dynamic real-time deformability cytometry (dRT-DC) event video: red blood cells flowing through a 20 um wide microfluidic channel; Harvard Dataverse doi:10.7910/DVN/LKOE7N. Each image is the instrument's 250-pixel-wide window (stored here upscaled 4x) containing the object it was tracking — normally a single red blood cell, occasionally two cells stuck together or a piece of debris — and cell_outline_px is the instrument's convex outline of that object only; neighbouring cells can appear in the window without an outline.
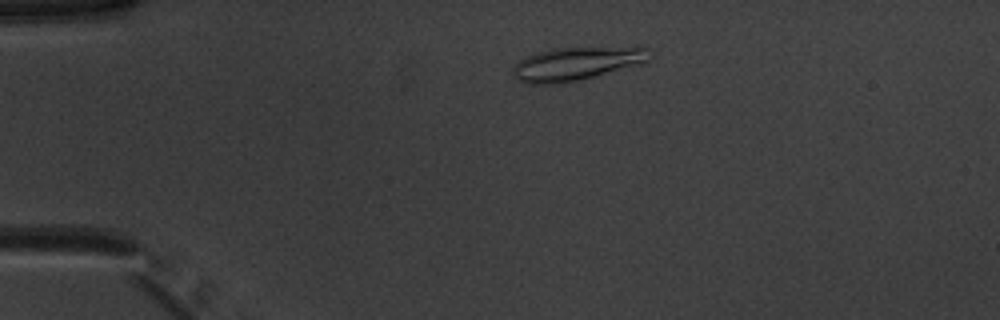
{"species": "common noctule bat (a hibernating species)", "species_latin": "Nyctalus noctula", "temperature_condition": "warm", "stored_images_in_passage": 49, "camera_frame_rate_fps": 3000, "um_per_image_px": 0.085, "animal": {"sex": "male", "body_mass_g": 20.1, "forearm_length_mm": 53.5}, "frame": {"image": 1, "passage_image": 9, "time_ms": 2.667, "image_size_px": [1000, 320], "cell_outline_px": [[652, 56], [644, 64], [580, 80], [560, 84], [524, 84], [516, 80], [512, 76], [512, 64], [524, 56], [536, 52], [552, 48], [648, 48]], "centroid_in_image_um": [48.9, 5.44], "position_along_channel_um": 36.1, "area_um2": 26.99}}
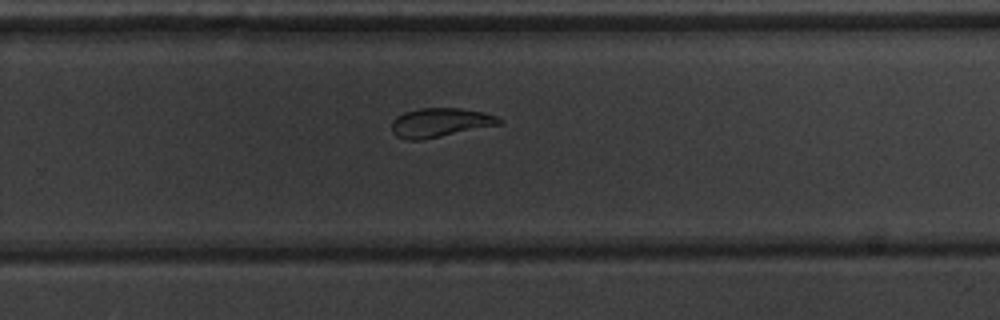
{"frame": {"image": 2, "passage_image": 32, "time_ms": 10.333, "image_size_px": [1000, 320], "cell_outline_px": [[504, 120], [500, 124], [420, 140], [408, 140], [396, 136], [392, 132], [392, 120], [396, 116], [404, 112], [420, 108], [460, 108], [480, 112], [496, 116]], "centroid_in_image_um": [37.36, 10.41], "position_along_channel_um": 292.4, "area_um2": 17.98}}
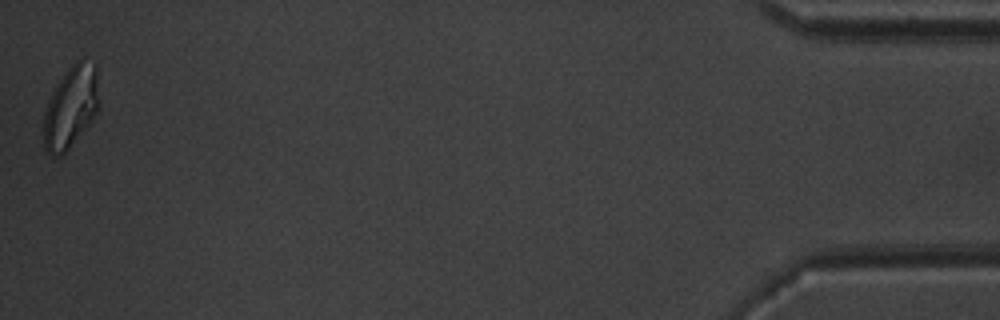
{"frame": {"image": 3, "passage_image": 49, "time_ms": 16.0, "image_size_px": [1000, 320], "cell_outline_px": [[100, 108], [92, 120], [68, 148], [60, 156], [52, 156], [44, 148], [44, 112], [52, 92], [68, 68], [76, 60], [80, 60], [96, 64], [100, 104]], "centroid_in_image_um": [6.04, 9.09], "position_along_channel_um": 429.2, "area_um2": 26.24}, "authors_computed_cell_mechanics": {"area_um2": 20.4612, "velocity_mm_per_s": 3.9386, "shape_relaxation_time_tau1_ms": 7.9602, "shape_relaxation_time_tau2_ms": 2.7355, "deformation_change_tau1": 0.1926, "deformation_change_tau2": 0.0908}}